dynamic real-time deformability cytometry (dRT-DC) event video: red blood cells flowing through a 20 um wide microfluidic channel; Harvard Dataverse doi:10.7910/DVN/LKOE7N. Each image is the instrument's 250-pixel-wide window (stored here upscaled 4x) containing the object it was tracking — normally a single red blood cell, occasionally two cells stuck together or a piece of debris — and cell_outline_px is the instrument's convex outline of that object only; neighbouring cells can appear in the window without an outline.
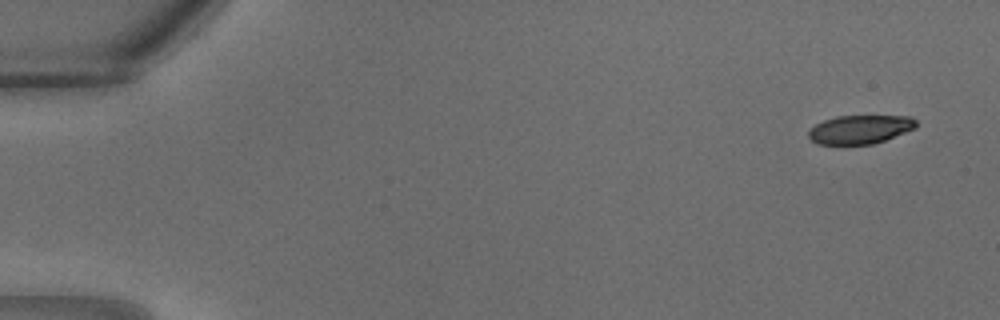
{"species": "common noctule bat (a hibernating species)", "species_latin": "Nyctalus noctula", "temperature_condition": "warm", "stored_images_in_passage": 21, "camera_frame_rate_fps": 3000, "um_per_image_px": 0.085, "animal": {"sex": "male", "body_mass_g": 18.8}, "frame": {"image": 1, "passage_image": 1, "time_ms": 0.0, "image_size_px": [1000, 320], "cell_outline_px": [[916, 128], [884, 140], [872, 144], [816, 144], [808, 136], [808, 132], [816, 124], [824, 120], [836, 116], [912, 116], [916, 120]], "centroid_in_image_um": [73.11, 10.99], "position_along_channel_um": 11.9, "area_um2": 17.86}}
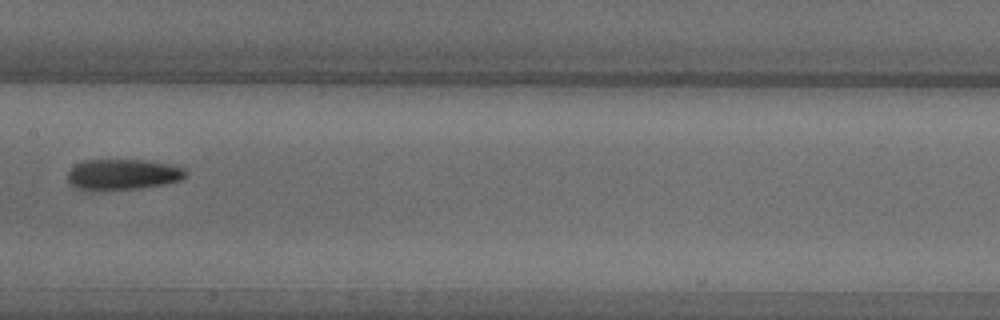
{"frame": {"image": 2, "passage_image": 16, "time_ms": 5.0, "image_size_px": [1000, 320], "cell_outline_px": [[188, 176], [180, 180], [168, 184], [140, 188], [76, 188], [68, 184], [68, 172], [76, 164], [84, 160], [144, 160], [168, 164], [184, 168], [188, 172]], "centroid_in_image_um": [10.5, 14.8], "position_along_channel_um": 196.9, "area_um2": 20.75}}
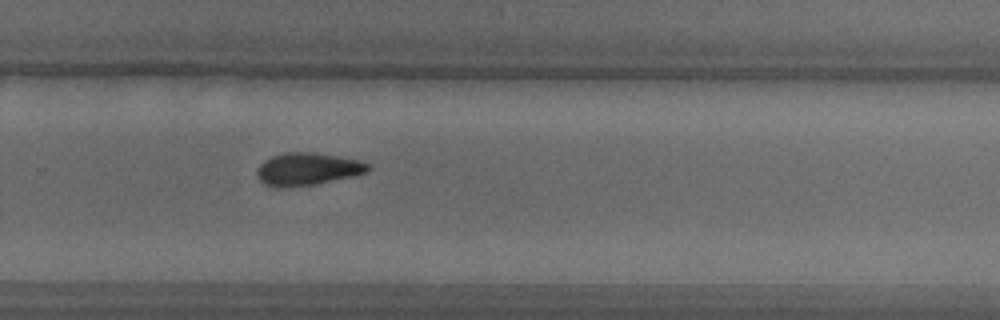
{"frame": {"image": 3, "passage_image": 21, "time_ms": 6.667, "image_size_px": [1000, 320], "cell_outline_px": [[368, 172], [352, 176], [316, 184], [288, 188], [272, 188], [264, 184], [256, 176], [256, 168], [264, 160], [272, 156], [284, 152], [316, 152], [356, 160], [368, 164]], "centroid_in_image_um": [26.04, 14.39], "position_along_channel_um": 303.8, "area_um2": 21.21}}